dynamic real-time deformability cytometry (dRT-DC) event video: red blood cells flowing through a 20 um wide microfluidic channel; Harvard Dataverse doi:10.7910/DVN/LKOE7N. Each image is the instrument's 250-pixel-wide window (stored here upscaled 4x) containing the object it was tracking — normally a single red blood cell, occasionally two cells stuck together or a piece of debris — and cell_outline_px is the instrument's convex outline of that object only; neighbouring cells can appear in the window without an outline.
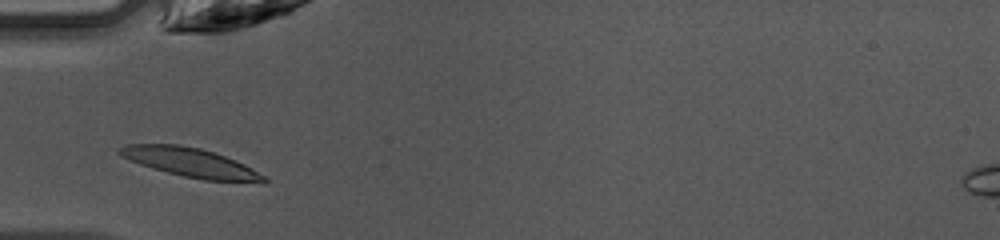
{"species": "common noctule bat (a hibernating species)", "species_latin": "Nyctalus noctula", "temperature_condition": "warm", "stored_images_in_passage": 34, "camera_frame_rate_fps": 3000, "um_per_image_px": 0.085, "animal": {"sex": "female", "body_mass_g": 10.0, "forearm_length_mm": 53.1}, "frame": {"image": 1, "passage_image": 3, "time_ms": 0.667, "image_size_px": [1000, 240], "cell_outline_px": [[268, 180], [264, 184], [204, 180], [184, 176], [152, 168], [140, 164], [120, 156], [116, 152], [120, 148], [128, 144], [176, 144], [200, 148], [236, 160], [244, 164], [264, 176]], "centroid_in_image_um": [16.24, 13.84], "position_along_channel_um": 68.8, "area_um2": 24.45}}
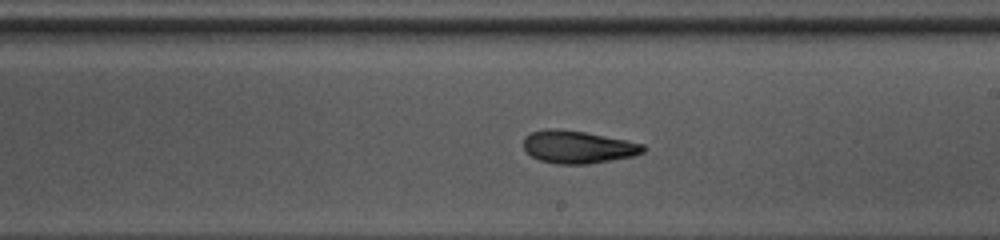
{"frame": {"image": 2, "passage_image": 15, "time_ms": 4.667, "image_size_px": [1000, 240], "cell_outline_px": [[648, 148], [644, 152], [632, 156], [588, 164], [556, 164], [540, 160], [532, 156], [524, 148], [524, 136], [532, 132], [548, 128], [552, 128], [584, 132], [644, 144]], "centroid_in_image_um": [49.12, 12.5], "position_along_channel_um": 239.9, "area_um2": 22.54}}
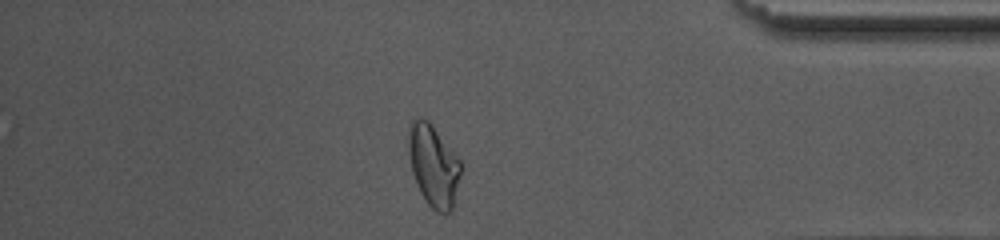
{"frame": {"image": 3, "passage_image": 28, "time_ms": 9.0, "image_size_px": [1000, 240], "cell_outline_px": [[460, 172], [452, 208], [444, 216], [436, 212], [428, 204], [420, 192], [416, 184], [412, 172], [404, 140], [412, 120], [416, 116], [420, 116], [428, 120], [432, 124], [460, 160]], "centroid_in_image_um": [36.77, 14.02], "position_along_channel_um": 398.4, "area_um2": 25.32}, "authors_computed_cell_mechanics": {"area_um2": 22.831, "velocity_mm_per_s": 4.258, "shape_relaxation_time_tau1_ms": null, "shape_relaxation_time_tau2_ms": 2.933, "deformation_change_tau1": null, "deformation_change_tau2": 0.1056}}